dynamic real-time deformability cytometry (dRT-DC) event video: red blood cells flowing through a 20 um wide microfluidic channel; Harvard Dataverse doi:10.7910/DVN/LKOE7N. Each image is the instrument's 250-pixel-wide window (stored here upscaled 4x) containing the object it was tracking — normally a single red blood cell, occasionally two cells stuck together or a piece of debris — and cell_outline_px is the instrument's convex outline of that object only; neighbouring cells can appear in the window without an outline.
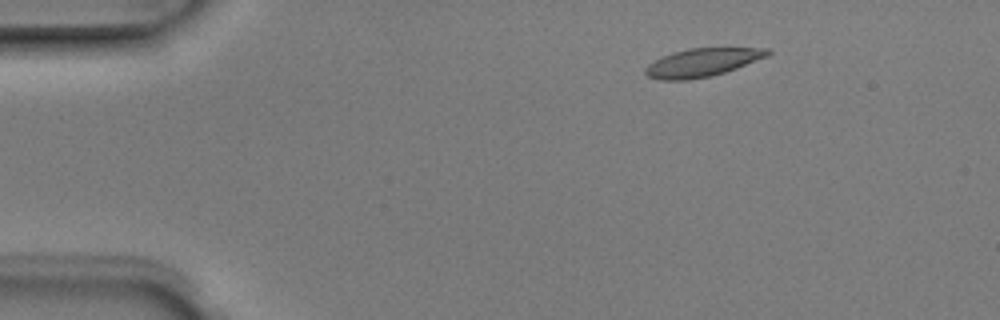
{"species": "Egyptian fruit bat (a non-hibernating species)", "species_latin": "Rousettus aegyptiacus", "temperature_condition": "room temperature", "stored_images_in_passage": 4, "camera_frame_rate_fps": 3000, "um_per_image_px": 0.085, "animal": {"sex": "male"}, "frame": {"image": 1, "passage_image": 2, "time_ms": 0.333, "image_size_px": [1000, 320], "cell_outline_px": [[772, 52], [768, 56], [736, 68], [712, 76], [688, 80], [660, 80], [648, 76], [644, 72], [644, 68], [648, 64], [660, 56], [672, 52], [688, 48], [772, 48]], "centroid_in_image_um": [59.67, 5.31], "position_along_channel_um": 25.3, "area_um2": 20.29}}